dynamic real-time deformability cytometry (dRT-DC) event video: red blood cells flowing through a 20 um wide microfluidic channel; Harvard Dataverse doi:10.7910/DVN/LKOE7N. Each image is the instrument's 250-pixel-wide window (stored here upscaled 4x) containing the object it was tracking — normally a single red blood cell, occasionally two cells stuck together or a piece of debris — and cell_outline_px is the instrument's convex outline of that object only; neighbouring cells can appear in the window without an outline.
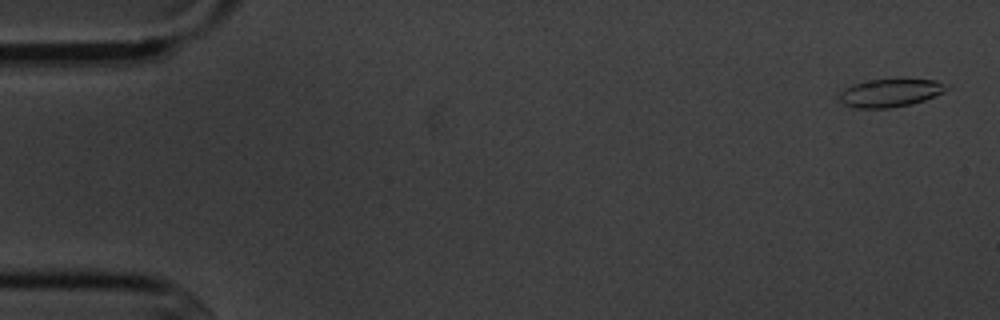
{"species": "common noctule bat (a hibernating species)", "species_latin": "Nyctalus noctula", "temperature_condition": "cold", "stored_images_in_passage": 4, "camera_frame_rate_fps": 3000, "um_per_image_px": 0.085, "animal": {"sex": "male", "body_mass_g": 20.1, "forearm_length_mm": 53.5}, "frame": {"image": 1, "passage_image": 1, "time_ms": 0.0, "image_size_px": [1000, 320], "cell_outline_px": [[948, 88], [944, 92], [924, 100], [912, 104], [888, 108], [852, 108], [844, 104], [840, 100], [840, 92], [844, 88], [852, 84], [872, 80], [896, 76], [904, 76], [936, 80]], "centroid_in_image_um": [75.68, 7.84], "position_along_channel_um": 9.3, "area_um2": 18.21}}